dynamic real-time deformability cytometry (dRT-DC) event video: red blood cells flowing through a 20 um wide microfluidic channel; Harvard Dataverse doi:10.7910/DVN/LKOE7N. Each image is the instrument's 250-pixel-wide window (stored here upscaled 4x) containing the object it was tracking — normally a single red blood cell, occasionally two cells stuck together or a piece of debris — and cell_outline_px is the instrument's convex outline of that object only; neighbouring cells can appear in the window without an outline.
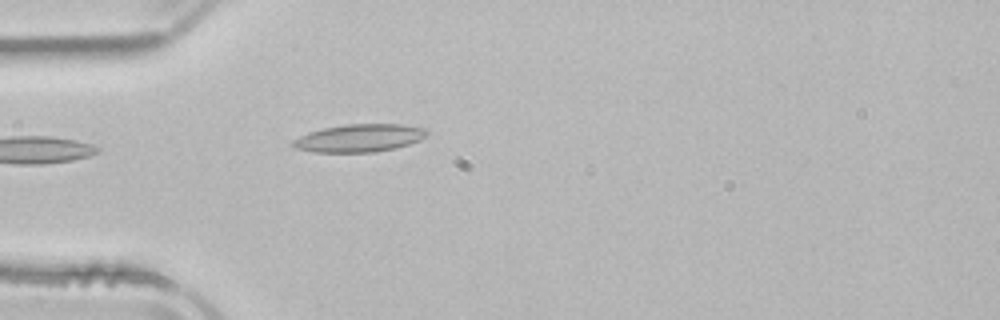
{"species": "common noctule bat (a hibernating species)", "species_latin": "Nyctalus noctula", "temperature_condition": "room temperature", "stored_images_in_passage": 14, "camera_frame_rate_fps": 3000, "um_per_image_px": 0.085, "animal": {"sex": "male", "body_mass_g": 21.5, "forearm_length_mm": 52.0}, "frame": {"image": 1, "passage_image": 1, "time_ms": 0.0, "image_size_px": [1000, 320], "cell_outline_px": [[428, 132], [420, 140], [408, 144], [376, 152], [312, 152], [296, 148], [292, 144], [292, 140], [308, 132], [324, 128], [344, 124], [400, 124], [428, 128]], "centroid_in_image_um": [30.54, 11.72], "position_along_channel_um": 54.5, "area_um2": 21.62}}